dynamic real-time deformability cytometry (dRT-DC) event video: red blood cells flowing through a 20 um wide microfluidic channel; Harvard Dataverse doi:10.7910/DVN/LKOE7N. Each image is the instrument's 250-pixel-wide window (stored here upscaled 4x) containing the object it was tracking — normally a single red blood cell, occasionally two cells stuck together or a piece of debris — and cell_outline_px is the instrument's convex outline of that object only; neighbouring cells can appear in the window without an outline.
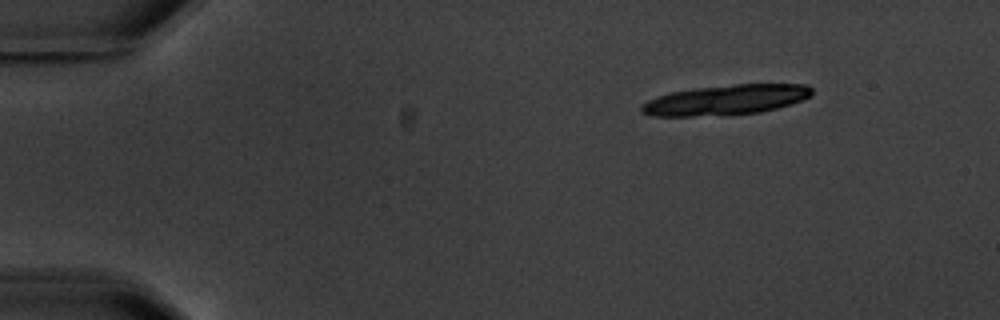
{"species": "common noctule bat (a hibernating species)", "species_latin": "Nyctalus noctula", "temperature_condition": "warm", "stored_images_in_passage": 6, "camera_frame_rate_fps": 3000, "um_per_image_px": 0.085, "animal": {"sex": "male", "body_mass_g": 20.1, "forearm_length_mm": 53.5}, "frame": {"image": 1, "passage_image": 1, "time_ms": 0.0, "image_size_px": [1000, 320], "cell_outline_px": [[812, 92], [804, 100], [776, 108], [760, 112], [692, 116], [648, 116], [640, 112], [640, 104], [656, 96], [672, 92], [696, 88], [736, 84], [808, 84], [812, 88]], "centroid_in_image_um": [61.66, 8.48], "position_along_channel_um": 23.3, "area_um2": 29.71}}